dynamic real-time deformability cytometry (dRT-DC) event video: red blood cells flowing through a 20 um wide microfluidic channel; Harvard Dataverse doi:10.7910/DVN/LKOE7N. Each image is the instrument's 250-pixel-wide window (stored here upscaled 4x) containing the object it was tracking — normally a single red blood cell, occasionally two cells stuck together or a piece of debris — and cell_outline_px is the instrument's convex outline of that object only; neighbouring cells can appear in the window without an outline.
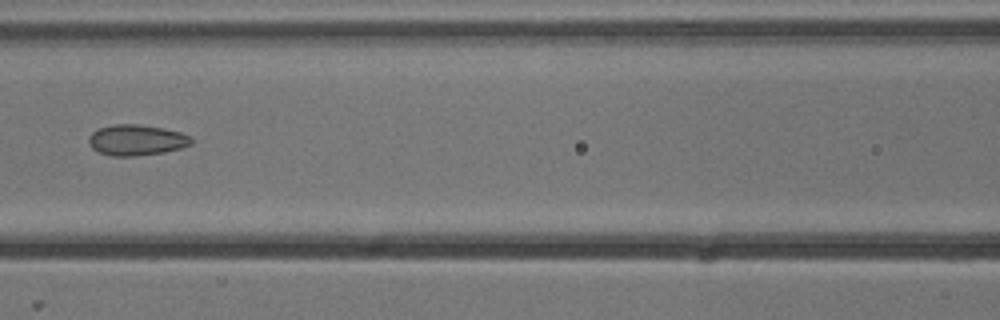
{"species": "common noctule bat (a hibernating species)", "species_latin": "Nyctalus noctula", "temperature_condition": "cold", "stored_images_in_passage": 8, "camera_frame_rate_fps": 3000, "um_per_image_px": 0.085, "animal": {"sex": "male", "body_mass_g": 13.3}, "frame": {"image": 1, "passage_image": 7, "time_ms": 2.0, "image_size_px": [1000, 320], "cell_outline_px": [[192, 144], [180, 148], [164, 152], [136, 156], [112, 156], [100, 152], [92, 148], [88, 140], [88, 136], [92, 132], [100, 128], [112, 124], [140, 124], [164, 128], [180, 132], [188, 136], [192, 140]], "centroid_in_image_um": [11.59, 11.9], "position_along_channel_um": 155.0, "area_um2": 18.38}}
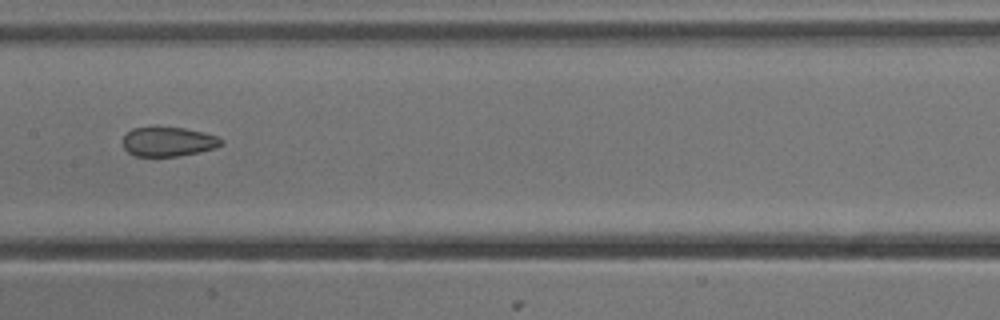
{"frame": {"image": 2, "passage_image": 8, "time_ms": 2.333, "image_size_px": [1000, 320], "cell_outline_px": [[224, 144], [216, 148], [200, 152], [180, 156], [136, 156], [128, 152], [124, 148], [124, 136], [132, 128], [156, 124], [160, 124], [184, 128], [204, 132], [216, 136], [224, 140]], "centroid_in_image_um": [14.32, 12.0], "position_along_channel_um": 193.1, "area_um2": 17.57}}